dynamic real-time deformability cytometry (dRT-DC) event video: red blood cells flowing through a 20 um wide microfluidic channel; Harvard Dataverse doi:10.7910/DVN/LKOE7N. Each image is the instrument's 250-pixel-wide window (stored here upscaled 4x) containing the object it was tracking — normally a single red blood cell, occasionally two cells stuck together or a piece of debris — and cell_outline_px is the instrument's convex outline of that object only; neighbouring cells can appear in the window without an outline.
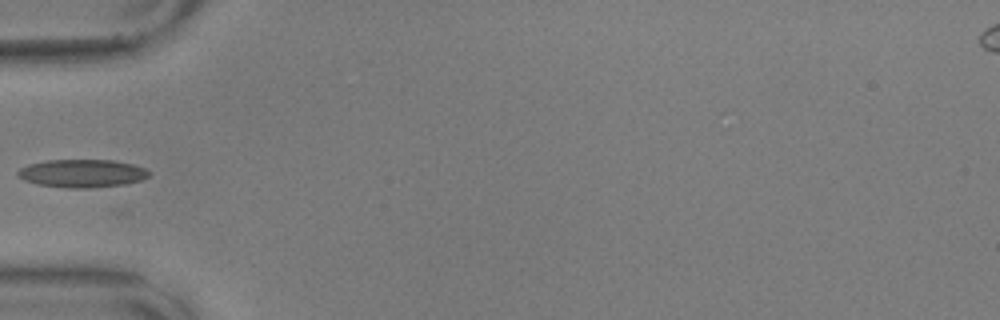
{"species": "common noctule bat (a hibernating species)", "species_latin": "Nyctalus noctula", "temperature_condition": "warm", "stored_images_in_passage": 31, "camera_frame_rate_fps": 3000, "um_per_image_px": 0.085, "animal": {"sex": "male", "body_mass_g": 17.9, "forearm_length_mm": 54.2}, "frame": {"image": 1, "passage_image": 1, "time_ms": 0.0, "image_size_px": [1000, 320], "cell_outline_px": [[152, 172], [148, 176], [140, 180], [124, 184], [88, 188], [68, 188], [40, 184], [24, 180], [16, 176], [16, 172], [20, 168], [28, 164], [48, 160], [112, 160], [132, 164], [144, 168]], "centroid_in_image_um": [6.96, 14.73], "position_along_channel_um": 78.0, "area_um2": 21.33}}